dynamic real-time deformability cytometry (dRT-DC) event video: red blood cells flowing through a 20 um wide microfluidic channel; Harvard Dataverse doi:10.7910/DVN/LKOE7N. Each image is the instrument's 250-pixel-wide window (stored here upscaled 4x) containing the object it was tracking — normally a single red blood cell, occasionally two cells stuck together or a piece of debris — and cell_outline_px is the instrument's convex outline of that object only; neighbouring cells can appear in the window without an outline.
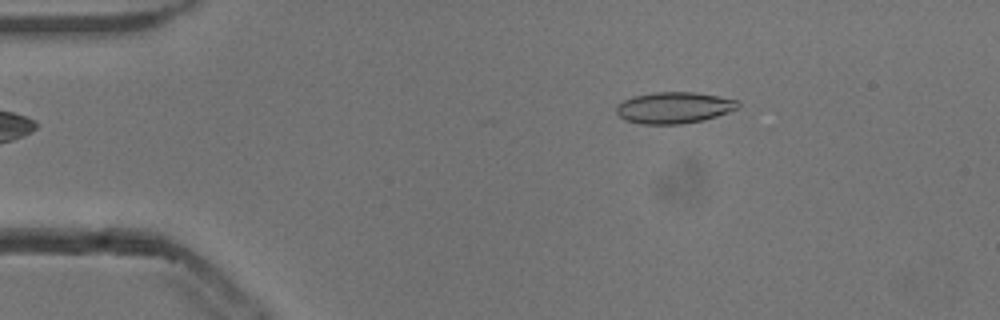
{"species": "common noctule bat (a hibernating species)", "species_latin": "Nyctalus noctula", "temperature_condition": "cold", "stored_images_in_passage": 45, "camera_frame_rate_fps": 3000, "um_per_image_px": 0.085, "animal": {"sex": "male", "body_mass_g": 13.3}, "frame": {"image": 1, "passage_image": 1, "time_ms": 0.0, "image_size_px": [1000, 320], "cell_outline_px": [[740, 108], [704, 120], [680, 124], [640, 124], [624, 120], [616, 112], [616, 104], [632, 96], [656, 92], [696, 92], [740, 100]], "centroid_in_image_um": [57.3, 9.15], "position_along_channel_um": 27.7, "area_um2": 22.48}}
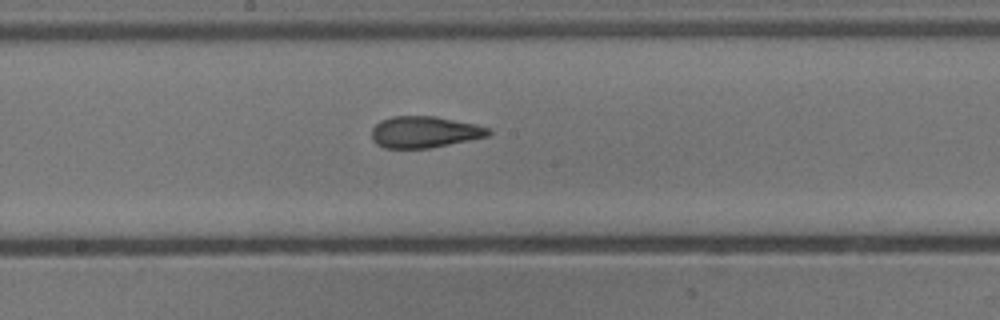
{"frame": {"image": 2, "passage_image": 20, "time_ms": 6.333, "image_size_px": [1000, 320], "cell_outline_px": [[492, 132], [488, 136], [428, 148], [384, 148], [376, 144], [372, 140], [372, 128], [380, 120], [392, 116], [436, 116], [476, 124], [492, 128]], "centroid_in_image_um": [36.08, 11.21], "position_along_channel_um": 212.1, "area_um2": 21.5}}
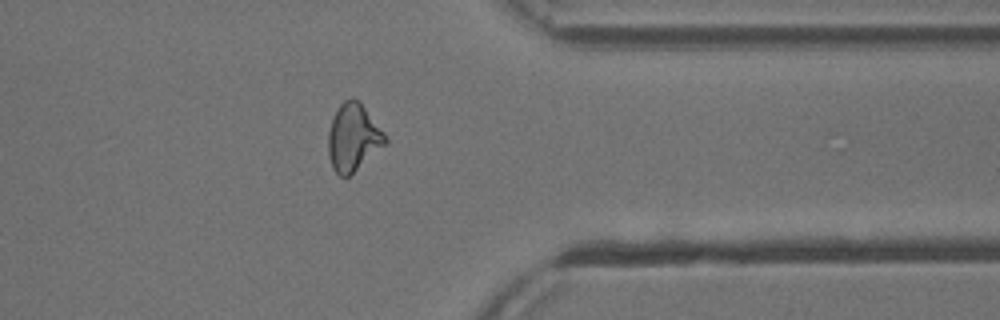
{"frame": {"image": 3, "passage_image": 34, "time_ms": 11.0, "image_size_px": [1000, 320], "cell_outline_px": [[388, 144], [348, 176], [340, 176], [332, 168], [328, 156], [328, 132], [332, 120], [340, 104], [344, 100], [352, 96], [360, 100], [388, 136]], "centroid_in_image_um": [30.06, 11.66], "position_along_channel_um": 381.3, "area_um2": 22.77}, "authors_computed_cell_mechanics": {"area_um2": 22.0218, "velocity_mm_per_s": 3.853, "shape_relaxation_time_tau1_ms": 6.4878, "shape_relaxation_time_tau2_ms": 1.6544, "deformation_change_tau1": 0.186, "deformation_change_tau2": 0.0723}}